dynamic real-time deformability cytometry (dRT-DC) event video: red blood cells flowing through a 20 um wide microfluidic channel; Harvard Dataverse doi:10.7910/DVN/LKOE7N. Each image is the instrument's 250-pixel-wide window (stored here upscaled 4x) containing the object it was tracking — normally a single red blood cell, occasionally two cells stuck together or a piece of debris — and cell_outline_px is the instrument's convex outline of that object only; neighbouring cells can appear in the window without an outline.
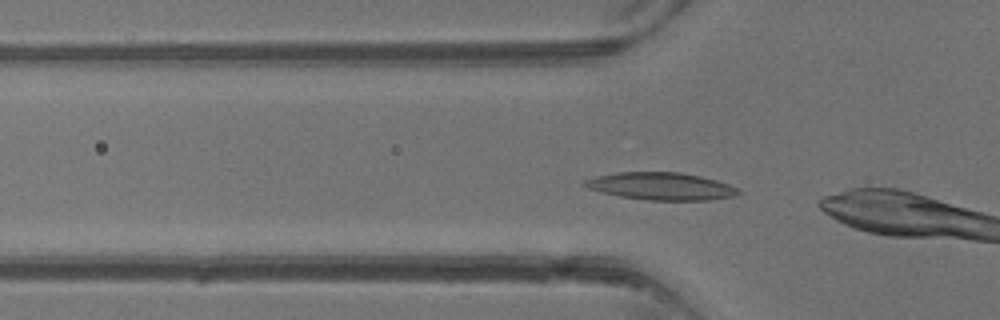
{"species": "common noctule bat (a hibernating species)", "species_latin": "Nyctalus noctula", "temperature_condition": "warm", "stored_images_in_passage": 7, "camera_frame_rate_fps": 3000, "um_per_image_px": 0.085, "animal": {"sex": "male", "body_mass_g": 13.3}, "frame": {"image": 1, "passage_image": 3, "time_ms": 2.667, "image_size_px": [1000, 320], "cell_outline_px": [[744, 192], [732, 196], [708, 200], [648, 200], [620, 196], [588, 188], [580, 184], [584, 180], [596, 176], [620, 172], [680, 172], [700, 176], [716, 180], [728, 184]], "centroid_in_image_um": [56.19, 15.82], "position_along_channel_um": 69.6, "area_um2": 24.39}}